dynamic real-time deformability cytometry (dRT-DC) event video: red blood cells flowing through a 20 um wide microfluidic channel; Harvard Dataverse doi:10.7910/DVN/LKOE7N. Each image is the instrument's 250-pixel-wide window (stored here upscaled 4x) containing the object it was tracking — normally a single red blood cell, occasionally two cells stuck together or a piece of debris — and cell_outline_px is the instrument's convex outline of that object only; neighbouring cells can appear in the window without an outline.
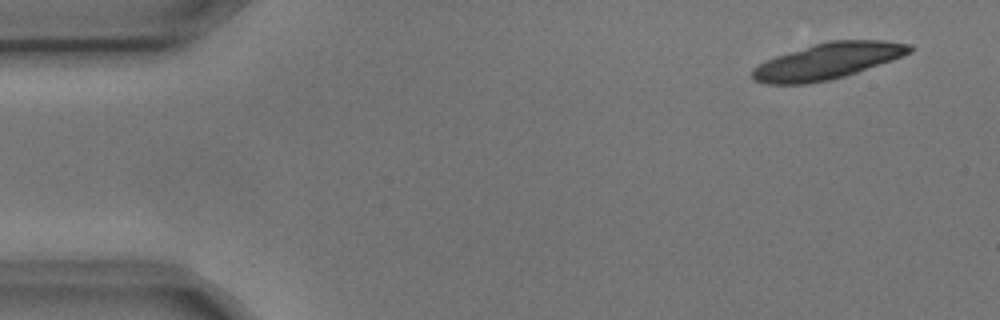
{"species": "common noctule bat (a hibernating species)", "species_latin": "Nyctalus noctula", "temperature_condition": "cold", "stored_images_in_passage": 4, "camera_frame_rate_fps": 3000, "um_per_image_px": 0.085, "animal": {"sex": "male", "body_mass_g": 17.9, "forearm_length_mm": 54.2}, "frame": {"image": 1, "passage_image": 1, "time_ms": 0.0, "image_size_px": [1000, 320], "cell_outline_px": [[916, 48], [912, 52], [856, 72], [844, 76], [828, 80], [808, 84], [764, 84], [752, 80], [752, 68], [776, 56], [812, 44], [828, 40], [884, 40], [912, 44]], "centroid_in_image_um": [70.34, 5.18], "position_along_channel_um": 14.7, "area_um2": 33.0}}